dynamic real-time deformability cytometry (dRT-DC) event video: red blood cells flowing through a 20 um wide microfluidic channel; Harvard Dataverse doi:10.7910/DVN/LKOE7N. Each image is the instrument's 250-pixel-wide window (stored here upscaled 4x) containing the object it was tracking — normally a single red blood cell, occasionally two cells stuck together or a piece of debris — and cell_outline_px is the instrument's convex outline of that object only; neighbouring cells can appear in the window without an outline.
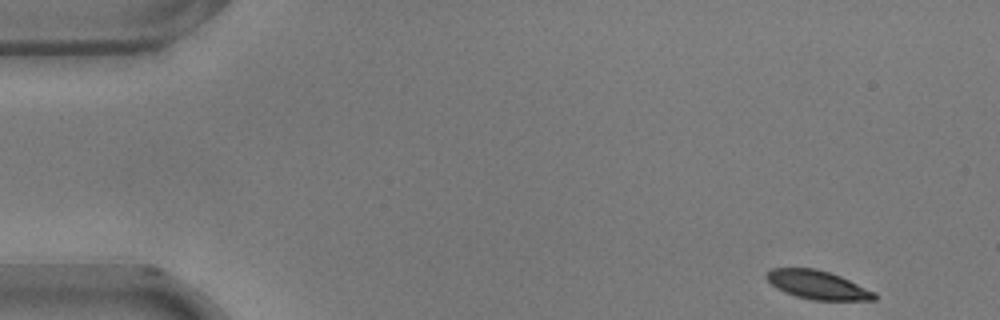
{"species": "common noctule bat (a hibernating species)", "species_latin": "Nyctalus noctula", "temperature_condition": "warm", "stored_images_in_passage": 2, "camera_frame_rate_fps": 3000, "um_per_image_px": 0.085, "animal": {"sex": "male", "body_mass_g": 17.9}, "frame": {"image": 1, "passage_image": 1, "time_ms": 0.0, "image_size_px": [1000, 320], "cell_outline_px": [[876, 300], [812, 300], [796, 296], [784, 292], [776, 288], [764, 276], [772, 268], [816, 268], [840, 276], [876, 292]], "centroid_in_image_um": [69.49, 24.22], "position_along_channel_um": 15.5, "area_um2": 17.92}}